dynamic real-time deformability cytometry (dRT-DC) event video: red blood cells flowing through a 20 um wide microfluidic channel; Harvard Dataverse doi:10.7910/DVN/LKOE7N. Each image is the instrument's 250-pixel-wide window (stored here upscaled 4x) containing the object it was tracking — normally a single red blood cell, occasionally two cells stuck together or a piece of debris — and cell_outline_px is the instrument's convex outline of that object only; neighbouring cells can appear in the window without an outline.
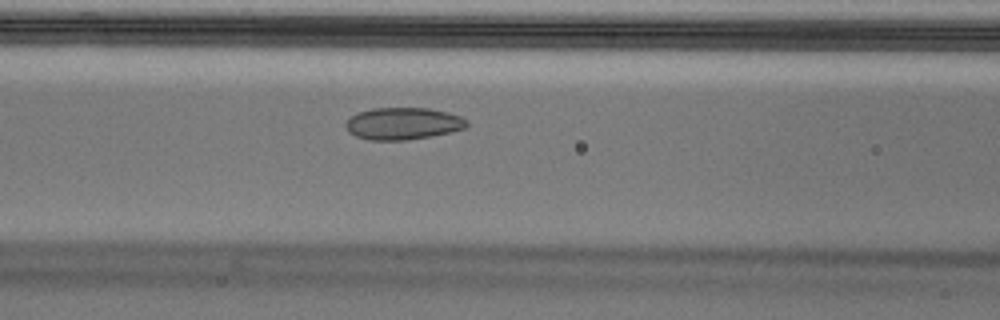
{"species": "Egyptian fruit bat (a non-hibernating species)", "species_latin": "Rousettus aegyptiacus", "temperature_condition": "cold", "stored_images_in_passage": 53, "camera_frame_rate_fps": 3000, "um_per_image_px": 0.085, "animal": {"sex": "male"}, "frame": {"image": 1, "passage_image": 21, "time_ms": 6.667, "image_size_px": [1000, 320], "cell_outline_px": [[468, 124], [464, 128], [452, 132], [432, 136], [408, 140], [368, 140], [356, 136], [348, 132], [344, 124], [356, 112], [372, 108], [428, 108], [448, 112], [460, 116], [468, 120]], "centroid_in_image_um": [34.25, 10.5], "position_along_channel_um": 132.3, "area_um2": 22.83}}
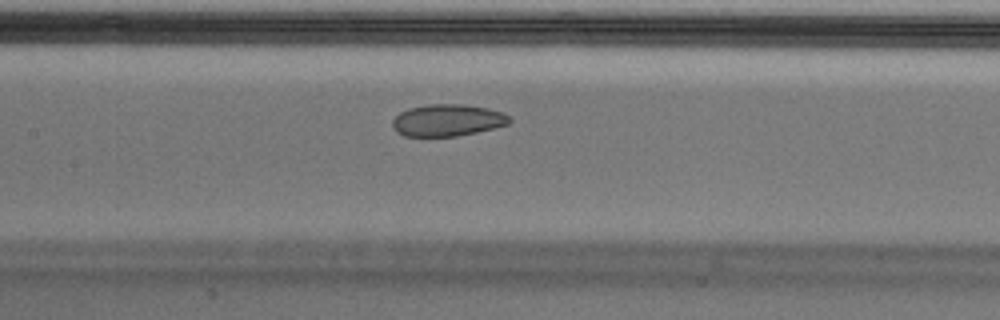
{"frame": {"image": 2, "passage_image": 24, "time_ms": 7.667, "image_size_px": [1000, 320], "cell_outline_px": [[512, 120], [508, 124], [476, 132], [456, 136], [404, 136], [396, 132], [392, 128], [392, 120], [400, 112], [408, 108], [428, 104], [464, 104], [488, 108], [504, 112], [512, 116]], "centroid_in_image_um": [38.04, 10.21], "position_along_channel_um": 169.4, "area_um2": 21.96}}
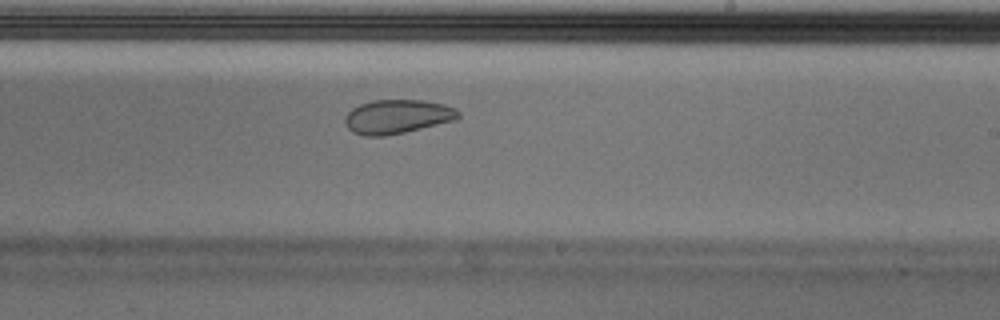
{"frame": {"image": 3, "passage_image": 31, "time_ms": 10.0, "image_size_px": [1000, 320], "cell_outline_px": [[460, 116], [456, 120], [404, 132], [384, 136], [364, 136], [352, 132], [348, 128], [344, 120], [344, 116], [352, 108], [360, 104], [372, 100], [424, 100], [444, 104], [456, 108], [460, 112]], "centroid_in_image_um": [33.77, 9.91], "position_along_channel_um": 255.2, "area_um2": 22.6}, "authors_computed_cell_mechanics": {"area_um2": 24.1026, "velocity_mm_per_s": 3.6913, "shape_relaxation_time_tau1_ms": null, "shape_relaxation_time_tau2_ms": 3.2693, "deformation_change_tau1": null, "deformation_change_tau2": 0.0502}}